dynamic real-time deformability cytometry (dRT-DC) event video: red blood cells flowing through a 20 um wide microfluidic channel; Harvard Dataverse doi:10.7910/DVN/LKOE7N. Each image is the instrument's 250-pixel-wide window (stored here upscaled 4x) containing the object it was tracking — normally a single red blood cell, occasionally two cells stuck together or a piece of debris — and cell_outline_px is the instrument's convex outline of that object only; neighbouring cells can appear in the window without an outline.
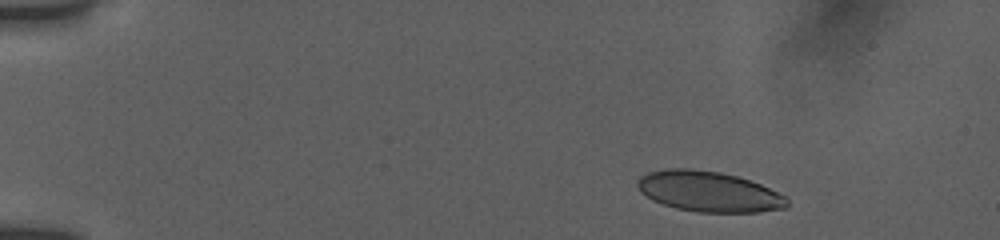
{"species": "human", "species_latin": "Homo sapiens", "temperature_condition": "room temperature", "stored_images_in_passage": 20, "camera_frame_rate_fps": 3000, "um_per_image_px": 0.085, "donor": {"sex": "female"}, "frame": {"image": 1, "passage_image": 1, "time_ms": 0.0, "image_size_px": [1000, 240], "cell_outline_px": [[788, 204], [784, 208], [760, 212], [696, 212], [676, 208], [652, 200], [640, 192], [636, 184], [636, 180], [640, 176], [648, 172], [664, 168], [692, 168], [720, 172], [736, 176], [760, 184], [788, 196]], "centroid_in_image_um": [60.22, 16.27], "position_along_channel_um": 24.8, "area_um2": 35.55}}
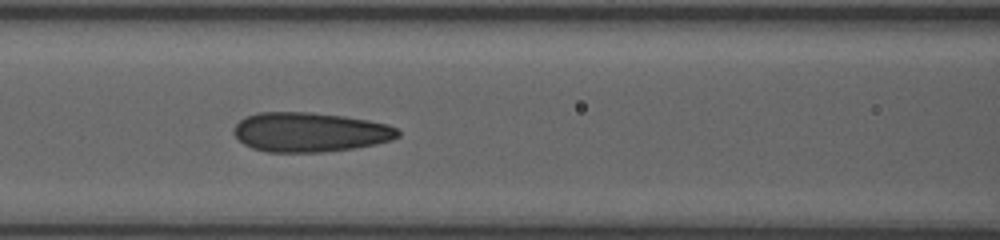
{"frame": {"image": 2, "passage_image": 15, "time_ms": 5.667, "image_size_px": [1000, 240], "cell_outline_px": [[400, 136], [392, 140], [376, 144], [352, 148], [324, 152], [268, 152], [252, 148], [244, 144], [232, 132], [232, 128], [244, 116], [260, 112], [312, 112], [344, 116], [368, 120], [388, 124], [396, 128], [400, 132]], "centroid_in_image_um": [26.33, 11.23], "position_along_channel_um": 140.3, "area_um2": 37.97}}
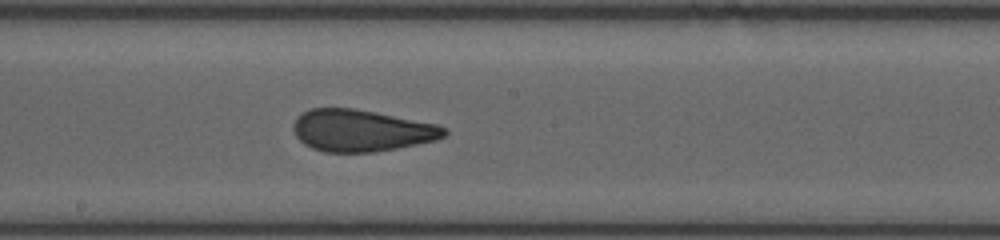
{"frame": {"image": 3, "passage_image": 20, "time_ms": 7.667, "image_size_px": [1000, 240], "cell_outline_px": [[448, 132], [444, 136], [436, 140], [396, 148], [372, 152], [324, 152], [312, 148], [304, 144], [296, 136], [292, 128], [296, 120], [304, 112], [312, 108], [352, 108], [436, 124], [448, 128]], "centroid_in_image_um": [30.71, 11.1], "position_along_channel_um": 217.5, "area_um2": 36.36}}